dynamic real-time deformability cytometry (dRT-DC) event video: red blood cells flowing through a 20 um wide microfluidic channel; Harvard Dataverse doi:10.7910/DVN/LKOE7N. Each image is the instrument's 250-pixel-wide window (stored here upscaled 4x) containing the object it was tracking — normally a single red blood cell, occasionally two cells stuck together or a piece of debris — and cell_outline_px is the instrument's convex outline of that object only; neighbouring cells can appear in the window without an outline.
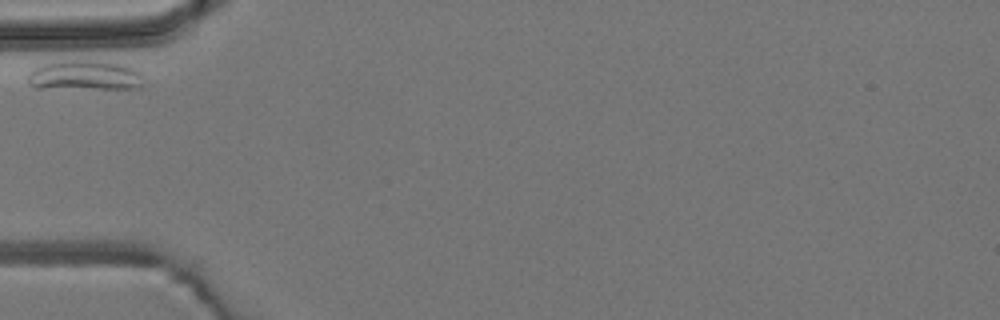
{"species": "common noctule bat (a hibernating species)", "species_latin": "Nyctalus noctula", "temperature_condition": "room temperature", "stored_images_in_passage": 8, "camera_frame_rate_fps": 3000, "um_per_image_px": 0.085, "animal": {"sex": "male", "body_mass_g": 19.2, "forearm_length_mm": 51.8}, "frame": {"image": 1, "passage_image": 3, "time_ms": 2.333, "image_size_px": [1000, 320], "cell_outline_px": [[144, 84], [140, 88], [32, 88], [28, 84], [28, 72], [44, 64], [64, 60], [104, 60], [124, 64], [136, 68], [140, 72], [144, 80]], "centroid_in_image_um": [7.25, 6.4], "position_along_channel_um": 77.8, "area_um2": 20.58}}
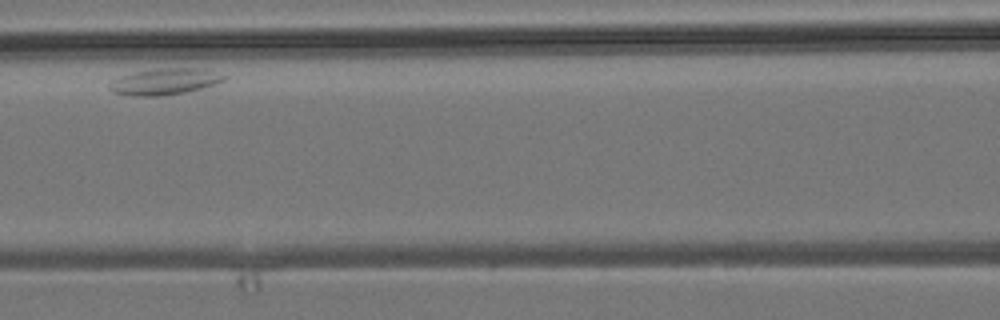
{"frame": {"image": 2, "passage_image": 5, "time_ms": 4.667, "image_size_px": [1000, 320], "cell_outline_px": [[228, 76], [224, 80], [216, 84], [184, 92], [164, 96], [132, 96], [112, 92], [108, 88], [108, 84], [112, 80], [120, 76], [136, 72], [160, 68], [204, 68]], "centroid_in_image_um": [13.99, 6.93], "position_along_channel_um": 152.6, "area_um2": 17.63}}
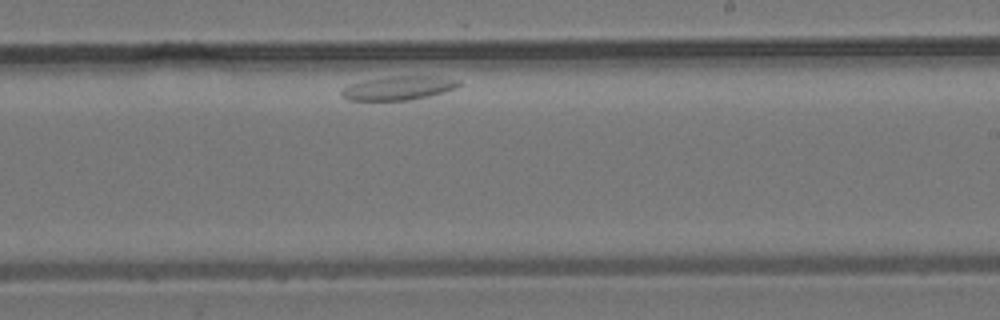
{"frame": {"image": 3, "passage_image": 8, "time_ms": 8.0, "image_size_px": [1000, 320], "cell_outline_px": [[464, 84], [456, 88], [444, 92], [428, 96], [408, 100], [348, 100], [340, 92], [344, 88], [352, 84], [364, 80], [392, 76], [432, 76], [460, 80]], "centroid_in_image_um": [33.93, 7.48], "position_along_channel_um": 255.1, "area_um2": 16.13}}